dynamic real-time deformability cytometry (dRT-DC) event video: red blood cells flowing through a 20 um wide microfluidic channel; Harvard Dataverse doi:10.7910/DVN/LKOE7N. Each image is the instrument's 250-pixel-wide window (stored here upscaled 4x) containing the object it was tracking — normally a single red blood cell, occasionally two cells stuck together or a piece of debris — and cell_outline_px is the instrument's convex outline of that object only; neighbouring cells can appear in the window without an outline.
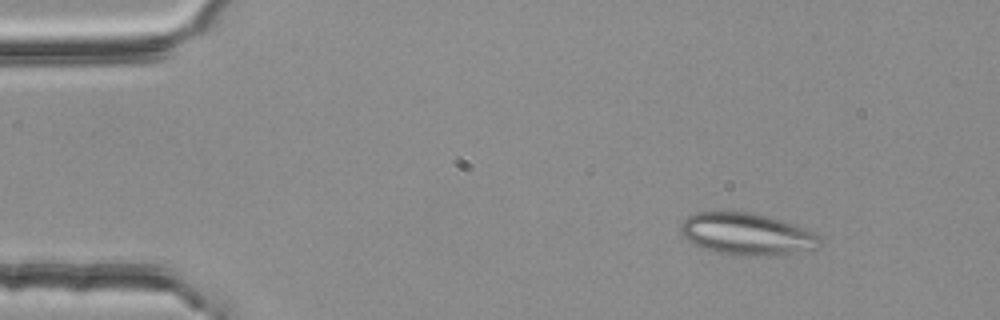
{"species": "common noctule bat (a hibernating species)", "species_latin": "Nyctalus noctula", "temperature_condition": "room temperature", "stored_images_in_passage": 3, "camera_frame_rate_fps": 3000, "um_per_image_px": 0.085, "animal": {"sex": "female", "body_mass_g": 25.1}, "frame": {"image": 1, "passage_image": 2, "time_ms": 0.333, "image_size_px": [1000, 320], "cell_outline_px": [[824, 240], [820, 248], [784, 256], [732, 256], [716, 252], [704, 248], [680, 236], [680, 224], [688, 216], [696, 212], [712, 208], [752, 212], [780, 220], [816, 232]], "centroid_in_image_um": [63.5, 19.89], "position_along_channel_um": 21.5, "area_um2": 35.6}}